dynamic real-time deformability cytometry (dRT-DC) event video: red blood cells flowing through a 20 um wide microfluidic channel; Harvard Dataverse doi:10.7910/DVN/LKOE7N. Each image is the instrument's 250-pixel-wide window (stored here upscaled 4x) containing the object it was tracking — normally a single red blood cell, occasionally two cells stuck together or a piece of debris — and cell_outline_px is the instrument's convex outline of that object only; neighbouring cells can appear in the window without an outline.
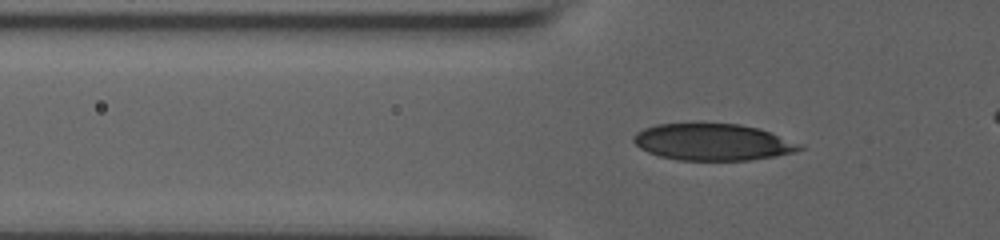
{"species": "human", "species_latin": "Homo sapiens", "temperature_condition": "room temperature", "stored_images_in_passage": 46, "camera_frame_rate_fps": 3000, "um_per_image_px": 0.085, "donor": {"sex": "male"}, "frame": {"image": 1, "passage_image": 13, "time_ms": 2.333, "image_size_px": [1000, 240], "cell_outline_px": [[804, 148], [796, 152], [776, 156], [748, 160], [676, 160], [660, 156], [648, 152], [640, 148], [632, 140], [632, 136], [636, 132], [644, 128], [656, 124], [740, 124], [760, 128], [800, 144]], "centroid_in_image_um": [60.57, 12.08], "position_along_channel_um": 65.2, "area_um2": 35.43}}
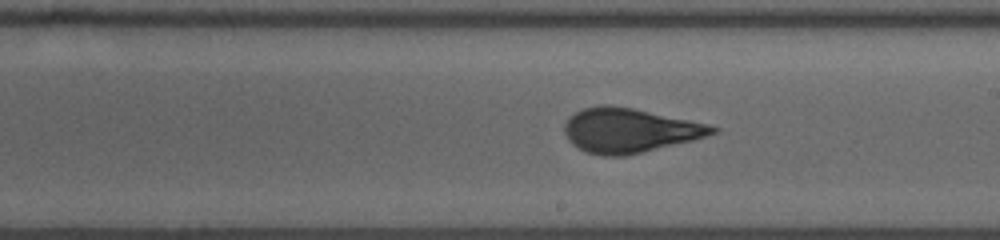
{"frame": {"image": 2, "passage_image": 34, "time_ms": 7.0, "image_size_px": [1000, 240], "cell_outline_px": [[720, 128], [716, 132], [692, 140], [628, 156], [604, 156], [584, 152], [572, 144], [568, 140], [564, 132], [564, 124], [576, 112], [584, 108], [600, 104], [608, 104], [632, 108], [708, 124]], "centroid_in_image_um": [53.46, 11.09], "position_along_channel_um": 235.5, "area_um2": 38.09}}
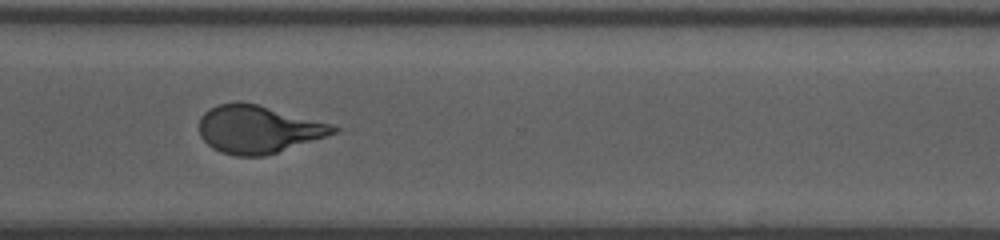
{"frame": {"image": 3, "passage_image": 45, "time_ms": 10.0, "image_size_px": [1000, 240], "cell_outline_px": [[340, 128], [336, 132], [264, 156], [236, 156], [220, 152], [212, 148], [200, 136], [200, 116], [208, 108], [216, 104], [236, 100], [240, 100], [256, 104], [332, 124]], "centroid_in_image_um": [21.86, 10.96], "position_along_channel_um": 348.7, "area_um2": 37.11}}